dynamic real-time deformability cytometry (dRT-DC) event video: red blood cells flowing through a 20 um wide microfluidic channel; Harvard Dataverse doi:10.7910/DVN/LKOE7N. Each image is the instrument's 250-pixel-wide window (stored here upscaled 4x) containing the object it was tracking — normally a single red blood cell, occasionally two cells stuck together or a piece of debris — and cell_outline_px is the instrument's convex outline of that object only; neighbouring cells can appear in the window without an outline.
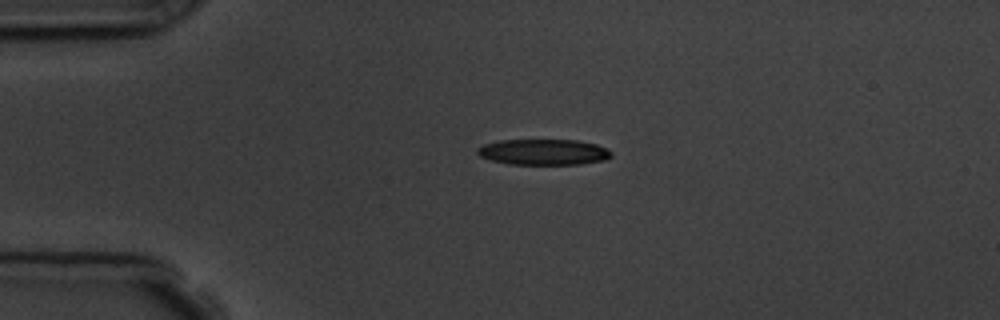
{"species": "common noctule bat (a hibernating species)", "species_latin": "Nyctalus noctula", "temperature_condition": "room temperature", "stored_images_in_passage": 2, "camera_frame_rate_fps": 3000, "um_per_image_px": 0.085, "animal": {"sex": "male", "body_mass_g": 19.5, "forearm_length_mm": 54.6}, "frame": {"image": 1, "passage_image": 1, "time_ms": 0.0, "image_size_px": [1000, 320], "cell_outline_px": [[612, 156], [604, 160], [580, 164], [508, 164], [492, 160], [480, 156], [476, 152], [476, 148], [484, 144], [500, 140], [580, 140], [596, 144], [608, 148], [612, 152]], "centroid_in_image_um": [46.22, 12.91], "position_along_channel_um": 38.8, "area_um2": 20.23}}